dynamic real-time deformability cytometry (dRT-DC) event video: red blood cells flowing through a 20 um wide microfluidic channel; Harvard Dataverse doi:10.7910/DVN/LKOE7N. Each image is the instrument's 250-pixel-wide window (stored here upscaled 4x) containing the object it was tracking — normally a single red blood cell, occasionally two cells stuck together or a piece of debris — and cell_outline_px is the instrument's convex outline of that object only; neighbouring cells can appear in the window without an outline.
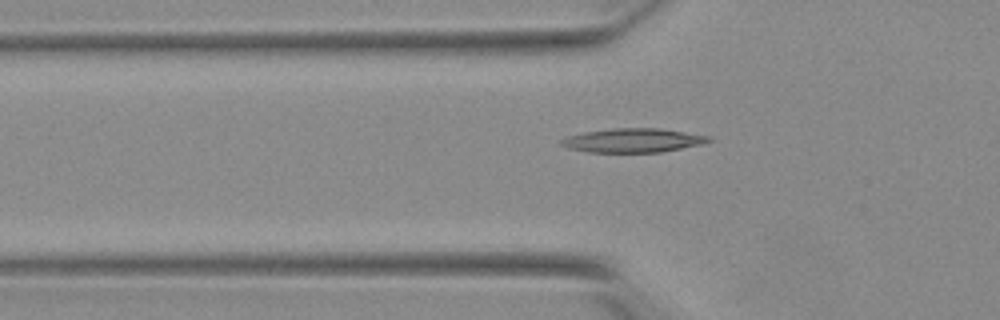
{"species": "Egyptian fruit bat (a non-hibernating species)", "species_latin": "Rousettus aegyptiacus", "temperature_condition": "warm", "stored_images_in_passage": 36, "camera_frame_rate_fps": 3000, "um_per_image_px": 0.085, "animal": {"sex": "female"}, "frame": {"image": 1, "passage_image": 5, "time_ms": 1.333, "image_size_px": [1000, 320], "cell_outline_px": [[712, 140], [700, 144], [660, 152], [588, 152], [568, 148], [560, 144], [560, 140], [568, 136], [584, 132], [612, 128], [660, 128], [712, 136]], "centroid_in_image_um": [53.8, 11.92], "position_along_channel_um": 72.0, "area_um2": 20.52}}
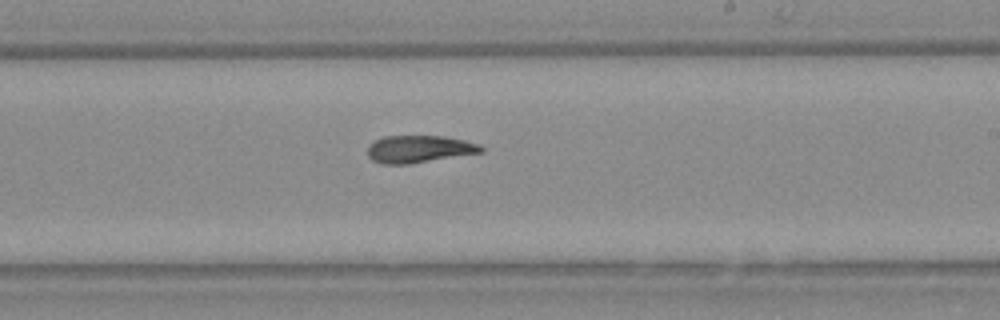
{"frame": {"image": 2, "passage_image": 19, "time_ms": 6.0, "image_size_px": [1000, 320], "cell_outline_px": [[484, 152], [408, 164], [380, 164], [372, 160], [368, 156], [368, 144], [384, 136], [444, 136], [464, 140], [480, 144], [484, 148]], "centroid_in_image_um": [35.62, 12.67], "position_along_channel_um": 253.4, "area_um2": 18.15}}
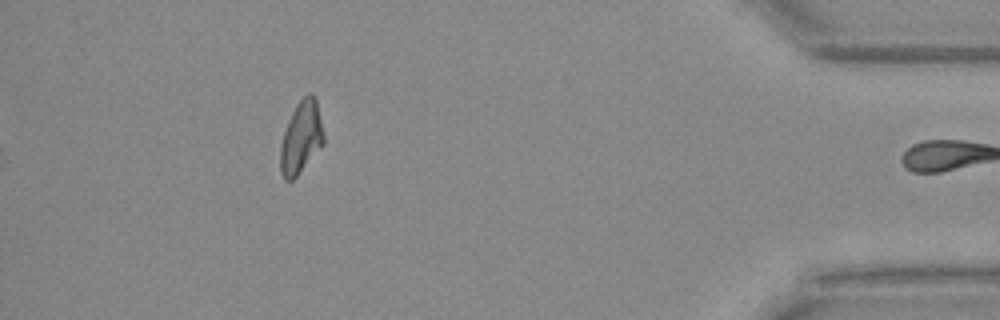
{"frame": {"image": 3, "passage_image": 35, "time_ms": 11.333, "image_size_px": [1000, 320], "cell_outline_px": [[324, 144], [296, 176], [292, 180], [284, 180], [280, 172], [280, 148], [284, 132], [288, 120], [296, 104], [308, 92], [312, 92], [316, 96], [324, 132]], "centroid_in_image_um": [25.61, 11.65], "position_along_channel_um": 409.6, "area_um2": 18.38}, "authors_computed_cell_mechanics": {"area_um2": 18.5538, "velocity_mm_per_s": 3.8898, "shape_relaxation_time_tau1_ms": 8.0943, "shape_relaxation_time_tau2_ms": 5.097, "deformation_change_tau1": 0.2393, "deformation_change_tau2": 0.1196}}